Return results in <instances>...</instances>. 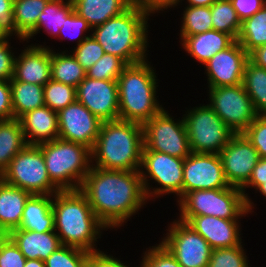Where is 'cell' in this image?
<instances>
[{
	"label": "cell",
	"instance_id": "cell-33",
	"mask_svg": "<svg viewBox=\"0 0 266 267\" xmlns=\"http://www.w3.org/2000/svg\"><path fill=\"white\" fill-rule=\"evenodd\" d=\"M180 26V43L187 37L213 30L210 6H186Z\"/></svg>",
	"mask_w": 266,
	"mask_h": 267
},
{
	"label": "cell",
	"instance_id": "cell-39",
	"mask_svg": "<svg viewBox=\"0 0 266 267\" xmlns=\"http://www.w3.org/2000/svg\"><path fill=\"white\" fill-rule=\"evenodd\" d=\"M243 245L245 244L231 248L212 249L207 267H250Z\"/></svg>",
	"mask_w": 266,
	"mask_h": 267
},
{
	"label": "cell",
	"instance_id": "cell-26",
	"mask_svg": "<svg viewBox=\"0 0 266 267\" xmlns=\"http://www.w3.org/2000/svg\"><path fill=\"white\" fill-rule=\"evenodd\" d=\"M74 11L84 18L91 28L127 10L130 0H71Z\"/></svg>",
	"mask_w": 266,
	"mask_h": 267
},
{
	"label": "cell",
	"instance_id": "cell-46",
	"mask_svg": "<svg viewBox=\"0 0 266 267\" xmlns=\"http://www.w3.org/2000/svg\"><path fill=\"white\" fill-rule=\"evenodd\" d=\"M266 181V158H260L256 166L253 168L249 181L241 188L246 199L247 211L252 214L254 212V203L249 194L246 193V188H254L255 190Z\"/></svg>",
	"mask_w": 266,
	"mask_h": 267
},
{
	"label": "cell",
	"instance_id": "cell-4",
	"mask_svg": "<svg viewBox=\"0 0 266 267\" xmlns=\"http://www.w3.org/2000/svg\"><path fill=\"white\" fill-rule=\"evenodd\" d=\"M144 147L141 124L103 121L91 150V166L106 170L139 171Z\"/></svg>",
	"mask_w": 266,
	"mask_h": 267
},
{
	"label": "cell",
	"instance_id": "cell-51",
	"mask_svg": "<svg viewBox=\"0 0 266 267\" xmlns=\"http://www.w3.org/2000/svg\"><path fill=\"white\" fill-rule=\"evenodd\" d=\"M10 119H13L10 83L0 80V120Z\"/></svg>",
	"mask_w": 266,
	"mask_h": 267
},
{
	"label": "cell",
	"instance_id": "cell-54",
	"mask_svg": "<svg viewBox=\"0 0 266 267\" xmlns=\"http://www.w3.org/2000/svg\"><path fill=\"white\" fill-rule=\"evenodd\" d=\"M24 267H46L45 261L40 259H26Z\"/></svg>",
	"mask_w": 266,
	"mask_h": 267
},
{
	"label": "cell",
	"instance_id": "cell-56",
	"mask_svg": "<svg viewBox=\"0 0 266 267\" xmlns=\"http://www.w3.org/2000/svg\"><path fill=\"white\" fill-rule=\"evenodd\" d=\"M8 234L4 231V229L0 225V240L6 238Z\"/></svg>",
	"mask_w": 266,
	"mask_h": 267
},
{
	"label": "cell",
	"instance_id": "cell-17",
	"mask_svg": "<svg viewBox=\"0 0 266 267\" xmlns=\"http://www.w3.org/2000/svg\"><path fill=\"white\" fill-rule=\"evenodd\" d=\"M76 100L103 121L119 120L117 81L85 77L76 87Z\"/></svg>",
	"mask_w": 266,
	"mask_h": 267
},
{
	"label": "cell",
	"instance_id": "cell-43",
	"mask_svg": "<svg viewBox=\"0 0 266 267\" xmlns=\"http://www.w3.org/2000/svg\"><path fill=\"white\" fill-rule=\"evenodd\" d=\"M243 134L257 150L260 158H266V115H258Z\"/></svg>",
	"mask_w": 266,
	"mask_h": 267
},
{
	"label": "cell",
	"instance_id": "cell-52",
	"mask_svg": "<svg viewBox=\"0 0 266 267\" xmlns=\"http://www.w3.org/2000/svg\"><path fill=\"white\" fill-rule=\"evenodd\" d=\"M249 60L264 69H266V44L257 47L249 53Z\"/></svg>",
	"mask_w": 266,
	"mask_h": 267
},
{
	"label": "cell",
	"instance_id": "cell-55",
	"mask_svg": "<svg viewBox=\"0 0 266 267\" xmlns=\"http://www.w3.org/2000/svg\"><path fill=\"white\" fill-rule=\"evenodd\" d=\"M256 191L259 192L260 195L266 197V181L255 190V193Z\"/></svg>",
	"mask_w": 266,
	"mask_h": 267
},
{
	"label": "cell",
	"instance_id": "cell-30",
	"mask_svg": "<svg viewBox=\"0 0 266 267\" xmlns=\"http://www.w3.org/2000/svg\"><path fill=\"white\" fill-rule=\"evenodd\" d=\"M51 71L52 80L75 88L86 77V70L68 50L59 51V53L57 51L56 53L51 48Z\"/></svg>",
	"mask_w": 266,
	"mask_h": 267
},
{
	"label": "cell",
	"instance_id": "cell-8",
	"mask_svg": "<svg viewBox=\"0 0 266 267\" xmlns=\"http://www.w3.org/2000/svg\"><path fill=\"white\" fill-rule=\"evenodd\" d=\"M187 109L183 120L193 153L219 154L235 134L208 104Z\"/></svg>",
	"mask_w": 266,
	"mask_h": 267
},
{
	"label": "cell",
	"instance_id": "cell-53",
	"mask_svg": "<svg viewBox=\"0 0 266 267\" xmlns=\"http://www.w3.org/2000/svg\"><path fill=\"white\" fill-rule=\"evenodd\" d=\"M182 1L180 0L178 5H182ZM216 0H186L188 6H211Z\"/></svg>",
	"mask_w": 266,
	"mask_h": 267
},
{
	"label": "cell",
	"instance_id": "cell-11",
	"mask_svg": "<svg viewBox=\"0 0 266 267\" xmlns=\"http://www.w3.org/2000/svg\"><path fill=\"white\" fill-rule=\"evenodd\" d=\"M142 127L147 149L184 159L191 153L183 117L174 119L165 107Z\"/></svg>",
	"mask_w": 266,
	"mask_h": 267
},
{
	"label": "cell",
	"instance_id": "cell-14",
	"mask_svg": "<svg viewBox=\"0 0 266 267\" xmlns=\"http://www.w3.org/2000/svg\"><path fill=\"white\" fill-rule=\"evenodd\" d=\"M230 187L219 154L193 153L184 159L182 196L196 190Z\"/></svg>",
	"mask_w": 266,
	"mask_h": 267
},
{
	"label": "cell",
	"instance_id": "cell-41",
	"mask_svg": "<svg viewBox=\"0 0 266 267\" xmlns=\"http://www.w3.org/2000/svg\"><path fill=\"white\" fill-rule=\"evenodd\" d=\"M90 32H92V28L88 25L87 21L73 11L66 18L65 23L59 31V36L57 39L63 41L65 38L68 39L69 37V40H77L75 43L78 46L88 36H91Z\"/></svg>",
	"mask_w": 266,
	"mask_h": 267
},
{
	"label": "cell",
	"instance_id": "cell-57",
	"mask_svg": "<svg viewBox=\"0 0 266 267\" xmlns=\"http://www.w3.org/2000/svg\"><path fill=\"white\" fill-rule=\"evenodd\" d=\"M5 39H6V37L0 32V43Z\"/></svg>",
	"mask_w": 266,
	"mask_h": 267
},
{
	"label": "cell",
	"instance_id": "cell-36",
	"mask_svg": "<svg viewBox=\"0 0 266 267\" xmlns=\"http://www.w3.org/2000/svg\"><path fill=\"white\" fill-rule=\"evenodd\" d=\"M44 104L58 112L76 101V88L52 79L44 85Z\"/></svg>",
	"mask_w": 266,
	"mask_h": 267
},
{
	"label": "cell",
	"instance_id": "cell-9",
	"mask_svg": "<svg viewBox=\"0 0 266 267\" xmlns=\"http://www.w3.org/2000/svg\"><path fill=\"white\" fill-rule=\"evenodd\" d=\"M183 167L184 158L151 151L143 147L139 171L148 201L166 194H173L174 197L176 195V201H178L182 197ZM150 180L158 183L155 188L150 187Z\"/></svg>",
	"mask_w": 266,
	"mask_h": 267
},
{
	"label": "cell",
	"instance_id": "cell-28",
	"mask_svg": "<svg viewBox=\"0 0 266 267\" xmlns=\"http://www.w3.org/2000/svg\"><path fill=\"white\" fill-rule=\"evenodd\" d=\"M27 145L19 119L0 120V175Z\"/></svg>",
	"mask_w": 266,
	"mask_h": 267
},
{
	"label": "cell",
	"instance_id": "cell-23",
	"mask_svg": "<svg viewBox=\"0 0 266 267\" xmlns=\"http://www.w3.org/2000/svg\"><path fill=\"white\" fill-rule=\"evenodd\" d=\"M236 40L229 34L210 30L187 36L180 44L201 65H205L216 53L230 47Z\"/></svg>",
	"mask_w": 266,
	"mask_h": 267
},
{
	"label": "cell",
	"instance_id": "cell-47",
	"mask_svg": "<svg viewBox=\"0 0 266 267\" xmlns=\"http://www.w3.org/2000/svg\"><path fill=\"white\" fill-rule=\"evenodd\" d=\"M6 38L0 43V80L10 81L14 74L15 51Z\"/></svg>",
	"mask_w": 266,
	"mask_h": 267
},
{
	"label": "cell",
	"instance_id": "cell-38",
	"mask_svg": "<svg viewBox=\"0 0 266 267\" xmlns=\"http://www.w3.org/2000/svg\"><path fill=\"white\" fill-rule=\"evenodd\" d=\"M127 64L118 56L105 53L86 71V76L96 80L117 81Z\"/></svg>",
	"mask_w": 266,
	"mask_h": 267
},
{
	"label": "cell",
	"instance_id": "cell-35",
	"mask_svg": "<svg viewBox=\"0 0 266 267\" xmlns=\"http://www.w3.org/2000/svg\"><path fill=\"white\" fill-rule=\"evenodd\" d=\"M213 30L231 35L237 40L241 30V21L230 0H216L211 6Z\"/></svg>",
	"mask_w": 266,
	"mask_h": 267
},
{
	"label": "cell",
	"instance_id": "cell-20",
	"mask_svg": "<svg viewBox=\"0 0 266 267\" xmlns=\"http://www.w3.org/2000/svg\"><path fill=\"white\" fill-rule=\"evenodd\" d=\"M32 43L15 57L13 79L44 86L51 79V47Z\"/></svg>",
	"mask_w": 266,
	"mask_h": 267
},
{
	"label": "cell",
	"instance_id": "cell-34",
	"mask_svg": "<svg viewBox=\"0 0 266 267\" xmlns=\"http://www.w3.org/2000/svg\"><path fill=\"white\" fill-rule=\"evenodd\" d=\"M49 0H14L13 13L17 30L26 37L36 26Z\"/></svg>",
	"mask_w": 266,
	"mask_h": 267
},
{
	"label": "cell",
	"instance_id": "cell-31",
	"mask_svg": "<svg viewBox=\"0 0 266 267\" xmlns=\"http://www.w3.org/2000/svg\"><path fill=\"white\" fill-rule=\"evenodd\" d=\"M242 85L258 115H266V69L247 61Z\"/></svg>",
	"mask_w": 266,
	"mask_h": 267
},
{
	"label": "cell",
	"instance_id": "cell-49",
	"mask_svg": "<svg viewBox=\"0 0 266 267\" xmlns=\"http://www.w3.org/2000/svg\"><path fill=\"white\" fill-rule=\"evenodd\" d=\"M180 0H130V4L141 10H145L152 16L166 9L178 7Z\"/></svg>",
	"mask_w": 266,
	"mask_h": 267
},
{
	"label": "cell",
	"instance_id": "cell-42",
	"mask_svg": "<svg viewBox=\"0 0 266 267\" xmlns=\"http://www.w3.org/2000/svg\"><path fill=\"white\" fill-rule=\"evenodd\" d=\"M146 248L141 256V267H182L170 251L159 241V244Z\"/></svg>",
	"mask_w": 266,
	"mask_h": 267
},
{
	"label": "cell",
	"instance_id": "cell-22",
	"mask_svg": "<svg viewBox=\"0 0 266 267\" xmlns=\"http://www.w3.org/2000/svg\"><path fill=\"white\" fill-rule=\"evenodd\" d=\"M8 236L18 246L26 259H40L45 261L62 245L55 230L41 233L14 229Z\"/></svg>",
	"mask_w": 266,
	"mask_h": 267
},
{
	"label": "cell",
	"instance_id": "cell-6",
	"mask_svg": "<svg viewBox=\"0 0 266 267\" xmlns=\"http://www.w3.org/2000/svg\"><path fill=\"white\" fill-rule=\"evenodd\" d=\"M51 182L60 190L80 189L91 168V150L60 138L38 144Z\"/></svg>",
	"mask_w": 266,
	"mask_h": 267
},
{
	"label": "cell",
	"instance_id": "cell-1",
	"mask_svg": "<svg viewBox=\"0 0 266 267\" xmlns=\"http://www.w3.org/2000/svg\"><path fill=\"white\" fill-rule=\"evenodd\" d=\"M96 217L116 229L148 204L140 171L106 170L91 166L79 189Z\"/></svg>",
	"mask_w": 266,
	"mask_h": 267
},
{
	"label": "cell",
	"instance_id": "cell-10",
	"mask_svg": "<svg viewBox=\"0 0 266 267\" xmlns=\"http://www.w3.org/2000/svg\"><path fill=\"white\" fill-rule=\"evenodd\" d=\"M0 178L7 184L36 195H54L60 190L51 182L41 148L27 145L2 172Z\"/></svg>",
	"mask_w": 266,
	"mask_h": 267
},
{
	"label": "cell",
	"instance_id": "cell-48",
	"mask_svg": "<svg viewBox=\"0 0 266 267\" xmlns=\"http://www.w3.org/2000/svg\"><path fill=\"white\" fill-rule=\"evenodd\" d=\"M241 22L250 18L266 4V0H230Z\"/></svg>",
	"mask_w": 266,
	"mask_h": 267
},
{
	"label": "cell",
	"instance_id": "cell-45",
	"mask_svg": "<svg viewBox=\"0 0 266 267\" xmlns=\"http://www.w3.org/2000/svg\"><path fill=\"white\" fill-rule=\"evenodd\" d=\"M25 263L26 258L9 236L0 240V267H24Z\"/></svg>",
	"mask_w": 266,
	"mask_h": 267
},
{
	"label": "cell",
	"instance_id": "cell-29",
	"mask_svg": "<svg viewBox=\"0 0 266 267\" xmlns=\"http://www.w3.org/2000/svg\"><path fill=\"white\" fill-rule=\"evenodd\" d=\"M13 119H19L25 113L44 106V86L16 81H9Z\"/></svg>",
	"mask_w": 266,
	"mask_h": 267
},
{
	"label": "cell",
	"instance_id": "cell-24",
	"mask_svg": "<svg viewBox=\"0 0 266 267\" xmlns=\"http://www.w3.org/2000/svg\"><path fill=\"white\" fill-rule=\"evenodd\" d=\"M31 195L0 178V225L7 234L19 228L25 203Z\"/></svg>",
	"mask_w": 266,
	"mask_h": 267
},
{
	"label": "cell",
	"instance_id": "cell-25",
	"mask_svg": "<svg viewBox=\"0 0 266 267\" xmlns=\"http://www.w3.org/2000/svg\"><path fill=\"white\" fill-rule=\"evenodd\" d=\"M53 195L32 194L26 201L18 229L51 232L54 231Z\"/></svg>",
	"mask_w": 266,
	"mask_h": 267
},
{
	"label": "cell",
	"instance_id": "cell-37",
	"mask_svg": "<svg viewBox=\"0 0 266 267\" xmlns=\"http://www.w3.org/2000/svg\"><path fill=\"white\" fill-rule=\"evenodd\" d=\"M89 252L61 245L46 260V267H87Z\"/></svg>",
	"mask_w": 266,
	"mask_h": 267
},
{
	"label": "cell",
	"instance_id": "cell-7",
	"mask_svg": "<svg viewBox=\"0 0 266 267\" xmlns=\"http://www.w3.org/2000/svg\"><path fill=\"white\" fill-rule=\"evenodd\" d=\"M179 217L214 216L221 219H241L250 214L241 188L186 192L178 201Z\"/></svg>",
	"mask_w": 266,
	"mask_h": 267
},
{
	"label": "cell",
	"instance_id": "cell-5",
	"mask_svg": "<svg viewBox=\"0 0 266 267\" xmlns=\"http://www.w3.org/2000/svg\"><path fill=\"white\" fill-rule=\"evenodd\" d=\"M148 60L127 65L117 79L119 120L143 125L164 108L157 99L159 79Z\"/></svg>",
	"mask_w": 266,
	"mask_h": 267
},
{
	"label": "cell",
	"instance_id": "cell-50",
	"mask_svg": "<svg viewBox=\"0 0 266 267\" xmlns=\"http://www.w3.org/2000/svg\"><path fill=\"white\" fill-rule=\"evenodd\" d=\"M118 258L108 255L102 250L92 251L89 253L87 267H129ZM132 267V266H131ZM141 267V265H140Z\"/></svg>",
	"mask_w": 266,
	"mask_h": 267
},
{
	"label": "cell",
	"instance_id": "cell-21",
	"mask_svg": "<svg viewBox=\"0 0 266 267\" xmlns=\"http://www.w3.org/2000/svg\"><path fill=\"white\" fill-rule=\"evenodd\" d=\"M19 121L28 145H38L58 138L57 112L46 105L25 113Z\"/></svg>",
	"mask_w": 266,
	"mask_h": 267
},
{
	"label": "cell",
	"instance_id": "cell-15",
	"mask_svg": "<svg viewBox=\"0 0 266 267\" xmlns=\"http://www.w3.org/2000/svg\"><path fill=\"white\" fill-rule=\"evenodd\" d=\"M58 138L93 149L102 121L77 100L57 112Z\"/></svg>",
	"mask_w": 266,
	"mask_h": 267
},
{
	"label": "cell",
	"instance_id": "cell-44",
	"mask_svg": "<svg viewBox=\"0 0 266 267\" xmlns=\"http://www.w3.org/2000/svg\"><path fill=\"white\" fill-rule=\"evenodd\" d=\"M14 0H0V32L6 37H17L20 42L25 41V37L17 30L14 13H13Z\"/></svg>",
	"mask_w": 266,
	"mask_h": 267
},
{
	"label": "cell",
	"instance_id": "cell-2",
	"mask_svg": "<svg viewBox=\"0 0 266 267\" xmlns=\"http://www.w3.org/2000/svg\"><path fill=\"white\" fill-rule=\"evenodd\" d=\"M54 230L62 245L97 251V239L108 228L96 217L86 196L78 190L53 195Z\"/></svg>",
	"mask_w": 266,
	"mask_h": 267
},
{
	"label": "cell",
	"instance_id": "cell-16",
	"mask_svg": "<svg viewBox=\"0 0 266 267\" xmlns=\"http://www.w3.org/2000/svg\"><path fill=\"white\" fill-rule=\"evenodd\" d=\"M230 186L242 188L250 179L260 156L243 133L234 134L219 153Z\"/></svg>",
	"mask_w": 266,
	"mask_h": 267
},
{
	"label": "cell",
	"instance_id": "cell-32",
	"mask_svg": "<svg viewBox=\"0 0 266 267\" xmlns=\"http://www.w3.org/2000/svg\"><path fill=\"white\" fill-rule=\"evenodd\" d=\"M237 41L248 54L266 44V4L253 16L241 22Z\"/></svg>",
	"mask_w": 266,
	"mask_h": 267
},
{
	"label": "cell",
	"instance_id": "cell-12",
	"mask_svg": "<svg viewBox=\"0 0 266 267\" xmlns=\"http://www.w3.org/2000/svg\"><path fill=\"white\" fill-rule=\"evenodd\" d=\"M209 106L235 133H243L258 114L242 84L209 88Z\"/></svg>",
	"mask_w": 266,
	"mask_h": 267
},
{
	"label": "cell",
	"instance_id": "cell-13",
	"mask_svg": "<svg viewBox=\"0 0 266 267\" xmlns=\"http://www.w3.org/2000/svg\"><path fill=\"white\" fill-rule=\"evenodd\" d=\"M160 241L182 267H207L212 248L209 243L185 222L175 219Z\"/></svg>",
	"mask_w": 266,
	"mask_h": 267
},
{
	"label": "cell",
	"instance_id": "cell-3",
	"mask_svg": "<svg viewBox=\"0 0 266 267\" xmlns=\"http://www.w3.org/2000/svg\"><path fill=\"white\" fill-rule=\"evenodd\" d=\"M150 13L130 6L118 16L92 28L91 35L103 47L105 53L118 56L127 65L148 58V21Z\"/></svg>",
	"mask_w": 266,
	"mask_h": 267
},
{
	"label": "cell",
	"instance_id": "cell-18",
	"mask_svg": "<svg viewBox=\"0 0 266 267\" xmlns=\"http://www.w3.org/2000/svg\"><path fill=\"white\" fill-rule=\"evenodd\" d=\"M249 54L236 40L227 49L216 53L205 65L208 88L242 84Z\"/></svg>",
	"mask_w": 266,
	"mask_h": 267
},
{
	"label": "cell",
	"instance_id": "cell-19",
	"mask_svg": "<svg viewBox=\"0 0 266 267\" xmlns=\"http://www.w3.org/2000/svg\"><path fill=\"white\" fill-rule=\"evenodd\" d=\"M177 218L199 233L212 249L231 248L243 243L240 219H221L206 215Z\"/></svg>",
	"mask_w": 266,
	"mask_h": 267
},
{
	"label": "cell",
	"instance_id": "cell-40",
	"mask_svg": "<svg viewBox=\"0 0 266 267\" xmlns=\"http://www.w3.org/2000/svg\"><path fill=\"white\" fill-rule=\"evenodd\" d=\"M79 64L87 71L97 63L105 54L103 47L94 39L88 36L78 46L70 51Z\"/></svg>",
	"mask_w": 266,
	"mask_h": 267
},
{
	"label": "cell",
	"instance_id": "cell-27",
	"mask_svg": "<svg viewBox=\"0 0 266 267\" xmlns=\"http://www.w3.org/2000/svg\"><path fill=\"white\" fill-rule=\"evenodd\" d=\"M74 11L71 0H49L42 13L38 17L37 26L25 37L29 43L43 29L52 38H58L59 31L66 18Z\"/></svg>",
	"mask_w": 266,
	"mask_h": 267
}]
</instances>
